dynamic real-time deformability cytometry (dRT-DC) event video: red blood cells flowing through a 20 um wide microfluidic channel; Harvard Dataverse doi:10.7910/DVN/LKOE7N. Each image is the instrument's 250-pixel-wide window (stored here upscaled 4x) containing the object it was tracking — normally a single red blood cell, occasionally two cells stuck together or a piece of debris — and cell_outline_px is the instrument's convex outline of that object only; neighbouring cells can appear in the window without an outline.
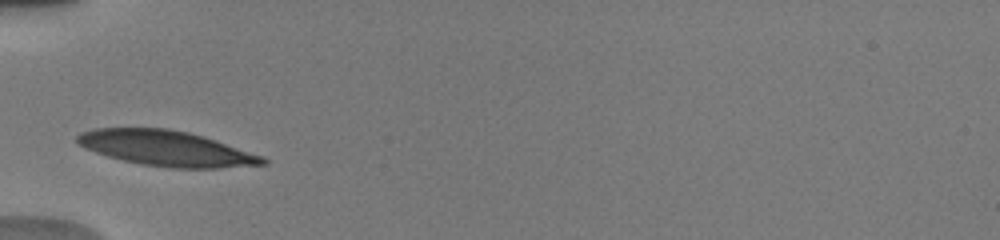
{"species": "human", "species_latin": "Homo sapiens", "temperature_condition": "warm", "stored_images_in_passage": 2, "camera_frame_rate_fps": 3000, "um_per_image_px": 0.085, "donor": {"sex": "male"}, "frame": {"image": 1, "passage_image": 1, "time_ms": 0.0, "image_size_px": [1000, 240], "cell_outline_px": [[268, 164], [216, 168], [168, 168], [140, 164], [108, 156], [84, 148], [76, 144], [76, 136], [80, 132], [92, 128], [168, 128], [188, 132], [264, 156], [268, 160]], "centroid_in_image_um": [14.09, 12.61], "position_along_channel_um": 70.9, "area_um2": 38.15}}